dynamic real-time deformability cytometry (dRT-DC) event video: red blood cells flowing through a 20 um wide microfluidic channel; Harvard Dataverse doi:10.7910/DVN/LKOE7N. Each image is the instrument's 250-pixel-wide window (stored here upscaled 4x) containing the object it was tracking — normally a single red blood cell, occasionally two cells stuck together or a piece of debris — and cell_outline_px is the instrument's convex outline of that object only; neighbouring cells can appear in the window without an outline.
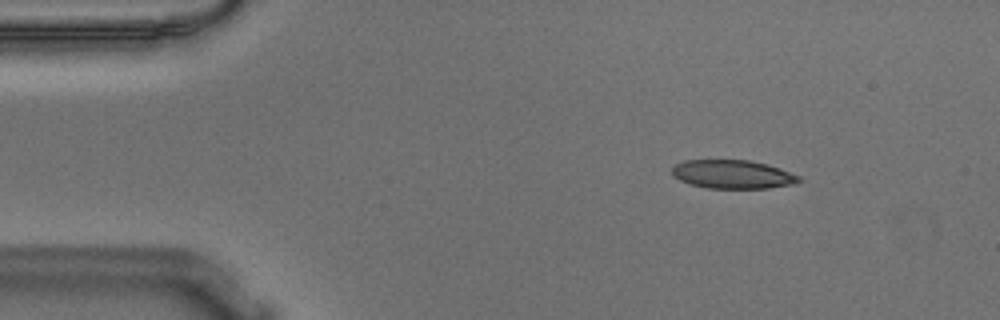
{"species": "Egyptian fruit bat (a non-hibernating species)", "species_latin": "Rousettus aegyptiacus", "temperature_condition": "warm", "stored_images_in_passage": 48, "camera_frame_rate_fps": 3000, "um_per_image_px": 0.085, "animal": {"sex": "male"}, "frame": {"image": 1, "passage_image": 1, "time_ms": 0.0, "image_size_px": [1000, 320], "cell_outline_px": [[800, 180], [796, 184], [768, 188], [708, 188], [688, 184], [672, 176], [672, 168], [676, 164], [684, 160], [748, 160], [768, 164], [780, 168], [800, 176]], "centroid_in_image_um": [62.27, 14.82], "position_along_channel_um": 22.7, "area_um2": 21.27}}
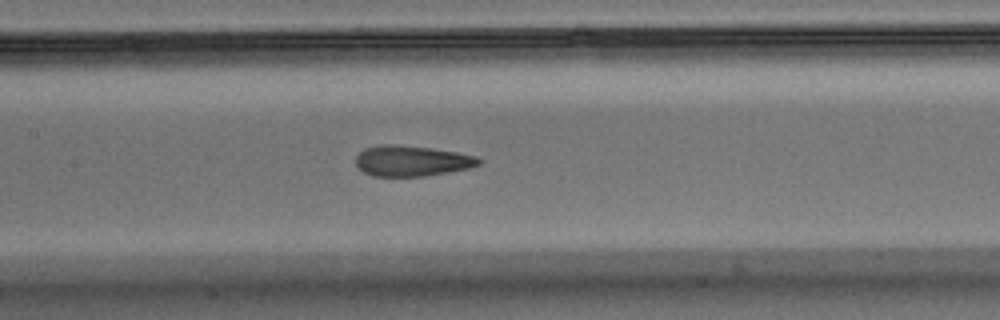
{"frame": {"image": 2, "passage_image": 19, "time_ms": 6.0, "image_size_px": [1000, 320], "cell_outline_px": [[484, 160], [480, 164], [468, 168], [448, 172], [424, 176], [372, 176], [364, 172], [356, 164], [356, 156], [364, 148], [380, 144], [392, 144], [432, 148], [456, 152], [476, 156]], "centroid_in_image_um": [35.0, 13.67], "position_along_channel_um": 172.4, "area_um2": 21.96}}
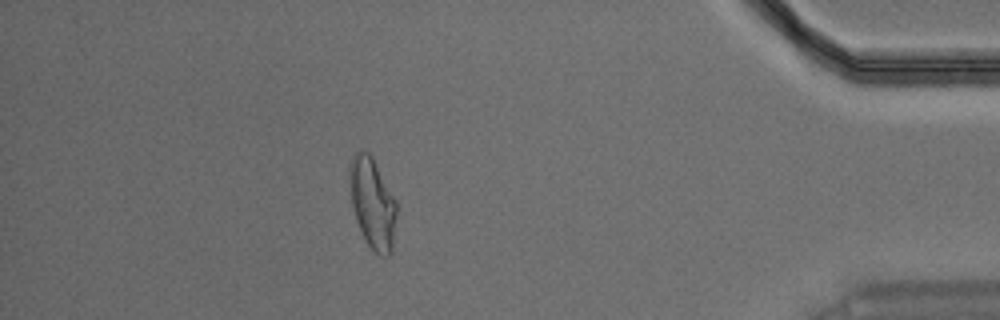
{"frame": {"image": 3, "passage_image": 42, "time_ms": 13.667, "image_size_px": [1000, 320], "cell_outline_px": [[396, 216], [392, 252], [388, 256], [380, 256], [368, 244], [356, 220], [352, 204], [348, 168], [348, 164], [352, 156], [360, 148], [368, 152], [372, 156], [396, 200]], "centroid_in_image_um": [31.66, 17.22], "position_along_channel_um": 403.5, "area_um2": 24.8}, "authors_computed_cell_mechanics": {"area_um2": 22.7732, "velocity_mm_per_s": 3.6298, "shape_relaxation_time_tau1_ms": 6.5371, "shape_relaxation_time_tau2_ms": 1.5736, "deformation_change_tau1": 0.1943, "deformation_change_tau2": 0.0939}}